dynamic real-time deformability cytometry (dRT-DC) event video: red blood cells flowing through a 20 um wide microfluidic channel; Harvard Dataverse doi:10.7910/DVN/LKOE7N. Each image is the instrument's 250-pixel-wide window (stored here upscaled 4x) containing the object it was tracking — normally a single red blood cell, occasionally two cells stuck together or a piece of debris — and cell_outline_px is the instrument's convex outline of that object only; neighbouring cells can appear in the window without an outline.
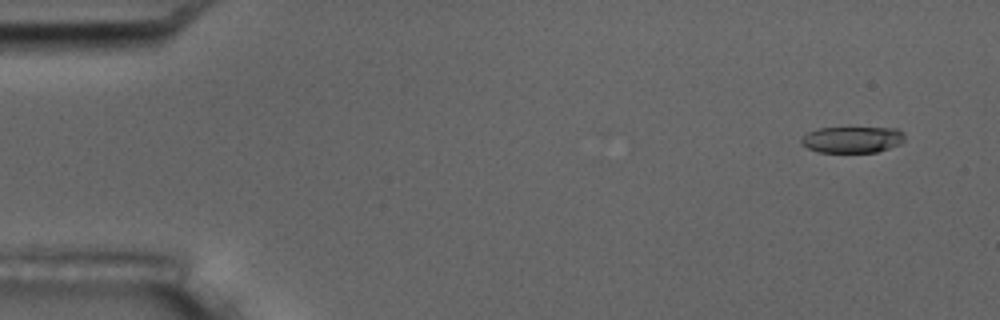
{"species": "common noctule bat (a hibernating species)", "species_latin": "Nyctalus noctula", "temperature_condition": "room temperature", "stored_images_in_passage": 4, "camera_frame_rate_fps": 3000, "um_per_image_px": 0.085, "animal": {"sex": "male", "body_mass_g": 17.5, "forearm_length_mm": 52.3}, "frame": {"image": 1, "passage_image": 1, "time_ms": 0.0, "image_size_px": [1000, 320], "cell_outline_px": [[904, 140], [900, 144], [876, 152], [816, 152], [808, 148], [800, 140], [808, 132], [820, 128], [896, 128], [904, 132]], "centroid_in_image_um": [72.47, 11.86], "position_along_channel_um": 12.5, "area_um2": 15.72}}